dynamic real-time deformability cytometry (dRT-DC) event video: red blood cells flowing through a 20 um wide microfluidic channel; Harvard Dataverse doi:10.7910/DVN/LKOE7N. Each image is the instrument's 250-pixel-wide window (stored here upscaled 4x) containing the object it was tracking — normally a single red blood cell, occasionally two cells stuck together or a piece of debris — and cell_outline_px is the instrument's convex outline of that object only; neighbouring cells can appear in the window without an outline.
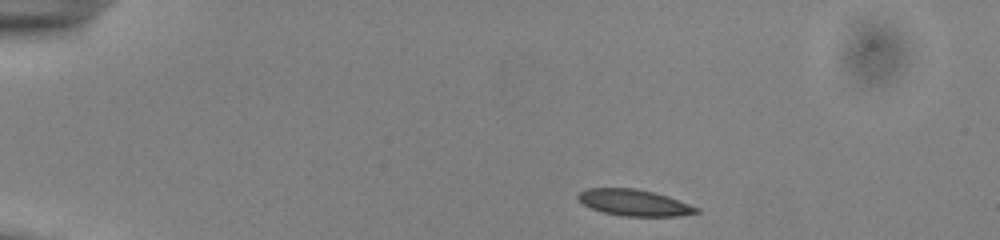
{"species": "common noctule bat (a hibernating species)", "species_latin": "Nyctalus noctula", "temperature_condition": "cold", "stored_images_in_passage": 44, "camera_frame_rate_fps": 3000, "um_per_image_px": 0.085, "animal": {"sex": "male", "body_mass_g": 13.0, "forearm_length_mm": 53.1}, "frame": {"image": 1, "passage_image": 1, "time_ms": 0.0, "image_size_px": [1000, 240], "cell_outline_px": [[700, 212], [680, 216], [624, 216], [604, 212], [592, 208], [584, 204], [576, 196], [580, 192], [588, 188], [636, 188], [668, 196], [700, 208]], "centroid_in_image_um": [53.94, 17.22], "position_along_channel_um": 31.1, "area_um2": 18.03}}
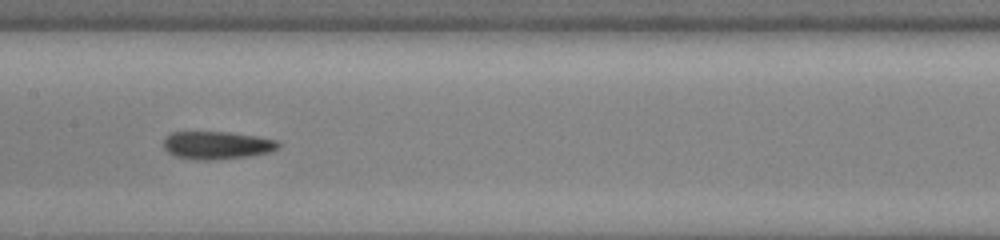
{"frame": {"image": 2, "passage_image": 19, "time_ms": 6.0, "image_size_px": [1000, 240], "cell_outline_px": [[280, 148], [268, 152], [248, 156], [208, 160], [196, 160], [176, 156], [168, 152], [164, 148], [164, 136], [172, 132], [228, 132], [256, 136], [276, 140], [280, 144]], "centroid_in_image_um": [18.42, 12.34], "position_along_channel_um": 189.0, "area_um2": 18.55}}
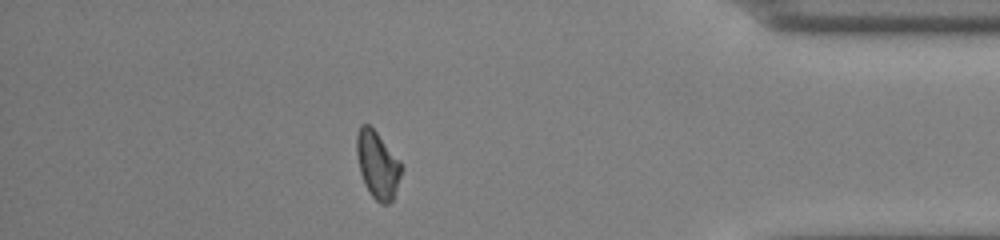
{"frame": {"image": 3, "passage_image": 38, "time_ms": 12.333, "image_size_px": [1000, 240], "cell_outline_px": [[404, 168], [392, 200], [388, 204], [380, 204], [372, 196], [364, 184], [360, 172], [356, 156], [356, 132], [360, 124], [368, 124], [376, 132], [400, 160]], "centroid_in_image_um": [32.08, 14.0], "position_along_channel_um": 403.1, "area_um2": 17.69}, "authors_computed_cell_mechanics": {"area_um2": 18.2648, "velocity_mm_per_s": 3.8836, "shape_relaxation_time_tau1_ms": 4.6859, "shape_relaxation_time_tau2_ms": 10.5336, "deformation_change_tau1": 0.131, "deformation_change_tau2": 0.1896}}